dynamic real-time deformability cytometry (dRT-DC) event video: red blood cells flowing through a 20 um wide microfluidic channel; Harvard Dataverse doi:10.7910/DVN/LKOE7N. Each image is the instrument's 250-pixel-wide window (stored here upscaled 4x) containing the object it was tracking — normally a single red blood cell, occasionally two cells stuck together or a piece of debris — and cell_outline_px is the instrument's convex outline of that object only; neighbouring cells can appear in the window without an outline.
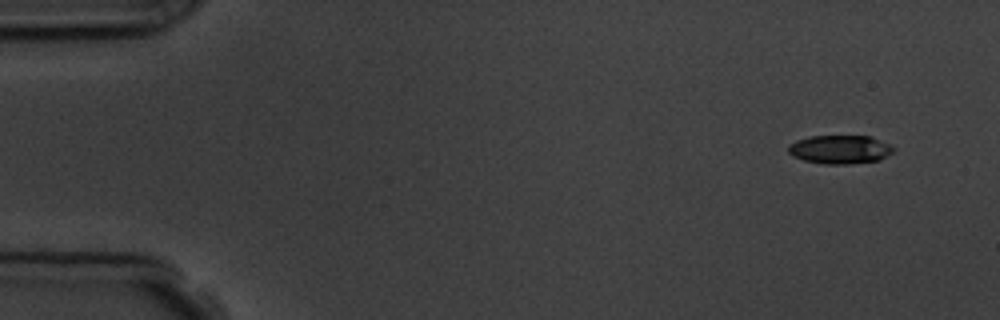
{"species": "common noctule bat (a hibernating species)", "species_latin": "Nyctalus noctula", "temperature_condition": "room temperature", "stored_images_in_passage": 3, "segment_of_instrument_passage": [2, 2], "camera_frame_rate_fps": 3000, "um_per_image_px": 0.085, "animal": {"sex": "male", "body_mass_g": 19.5, "forearm_length_mm": 54.6}, "frame": {"image": 1, "passage_image": 3, "time_ms": 3.333, "image_size_px": [1000, 320], "cell_outline_px": [[892, 152], [880, 160], [852, 164], [824, 164], [804, 160], [792, 156], [788, 152], [788, 144], [796, 140], [808, 136], [872, 136], [888, 144], [892, 148]], "centroid_in_image_um": [71.35, 12.7], "position_along_channel_um": 13.6, "area_um2": 17.57}}